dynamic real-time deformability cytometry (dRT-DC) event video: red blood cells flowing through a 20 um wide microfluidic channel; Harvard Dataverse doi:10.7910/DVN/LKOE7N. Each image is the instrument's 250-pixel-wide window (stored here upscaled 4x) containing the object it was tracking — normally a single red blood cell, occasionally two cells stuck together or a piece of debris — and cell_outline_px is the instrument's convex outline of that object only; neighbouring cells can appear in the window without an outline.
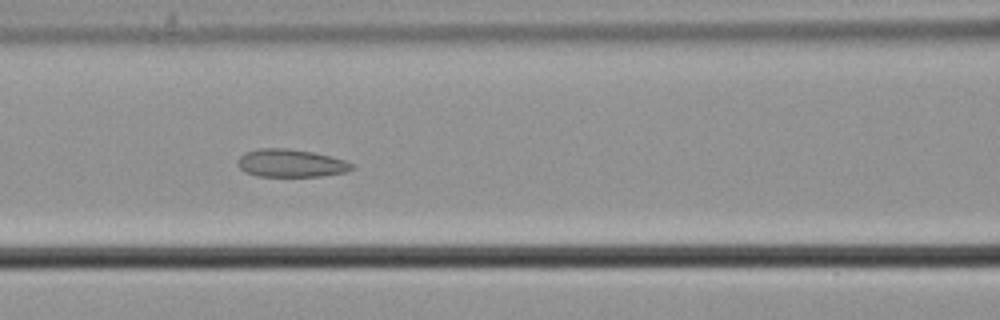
{"species": "common noctule bat (a hibernating species)", "species_latin": "Nyctalus noctula", "temperature_condition": "cold", "stored_images_in_passage": 9, "camera_frame_rate_fps": 3000, "um_per_image_px": 0.085, "animal": {"sex": "male", "body_mass_g": 21.5, "forearm_length_mm": 52.0}, "frame": {"image": 1, "passage_image": 6, "time_ms": 1.667, "image_size_px": [1000, 320], "cell_outline_px": [[356, 168], [344, 172], [320, 176], [256, 176], [244, 172], [236, 164], [236, 160], [244, 152], [260, 148], [288, 148], [312, 152], [332, 156], [356, 164]], "centroid_in_image_um": [24.71, 13.86], "position_along_channel_um": 141.9, "area_um2": 18.79}}
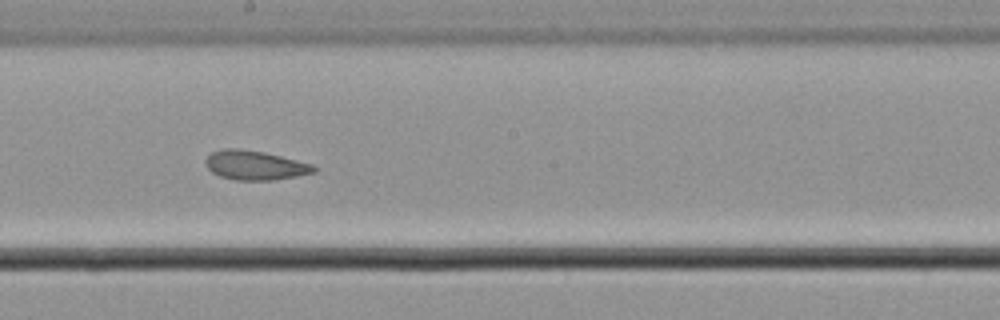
{"frame": {"image": 2, "passage_image": 8, "time_ms": 2.333, "image_size_px": [1000, 320], "cell_outline_px": [[316, 172], [296, 176], [272, 180], [236, 180], [220, 176], [212, 172], [204, 164], [204, 160], [212, 152], [224, 148], [236, 148], [264, 152], [312, 164], [316, 168]], "centroid_in_image_um": [21.64, 14.04], "position_along_channel_um": 226.6, "area_um2": 18.38}}
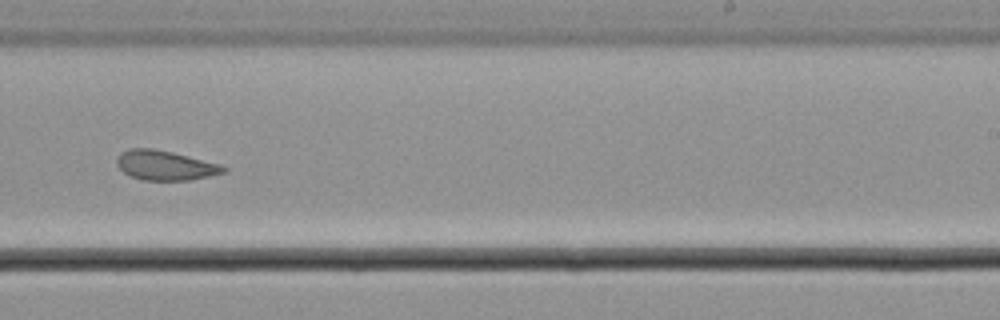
{"frame": {"image": 3, "passage_image": 9, "time_ms": 2.667, "image_size_px": [1000, 320], "cell_outline_px": [[228, 172], [188, 180], [144, 180], [132, 176], [124, 172], [116, 164], [116, 160], [120, 152], [128, 148], [152, 148], [172, 152], [220, 164], [228, 168]], "centroid_in_image_um": [14.04, 14.05], "position_along_channel_um": 275.0, "area_um2": 18.38}}